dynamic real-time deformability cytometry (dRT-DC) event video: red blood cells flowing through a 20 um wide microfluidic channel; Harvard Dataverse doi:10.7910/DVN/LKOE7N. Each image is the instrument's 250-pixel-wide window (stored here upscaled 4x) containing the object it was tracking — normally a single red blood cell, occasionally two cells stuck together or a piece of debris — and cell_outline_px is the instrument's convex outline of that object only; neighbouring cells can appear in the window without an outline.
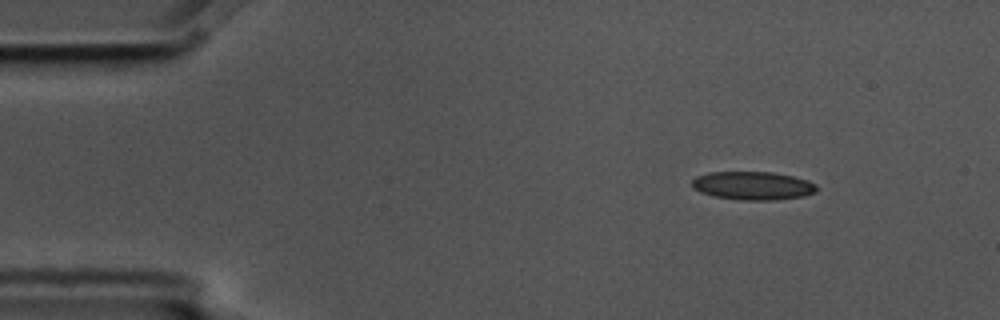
{"species": "common noctule bat (a hibernating species)", "species_latin": "Nyctalus noctula", "temperature_condition": "cold", "stored_images_in_passage": 3, "camera_frame_rate_fps": 3000, "um_per_image_px": 0.085, "animal": {"sex": "male", "body_mass_g": 17.5, "forearm_length_mm": 52.3}, "frame": {"image": 1, "passage_image": 1, "time_ms": 0.0, "image_size_px": [1000, 320], "cell_outline_px": [[816, 192], [804, 196], [776, 200], [740, 200], [712, 196], [700, 192], [692, 188], [692, 180], [696, 176], [708, 172], [772, 172], [792, 176], [808, 180], [816, 184]], "centroid_in_image_um": [63.97, 15.78], "position_along_channel_um": 21.0, "area_um2": 20.75}}